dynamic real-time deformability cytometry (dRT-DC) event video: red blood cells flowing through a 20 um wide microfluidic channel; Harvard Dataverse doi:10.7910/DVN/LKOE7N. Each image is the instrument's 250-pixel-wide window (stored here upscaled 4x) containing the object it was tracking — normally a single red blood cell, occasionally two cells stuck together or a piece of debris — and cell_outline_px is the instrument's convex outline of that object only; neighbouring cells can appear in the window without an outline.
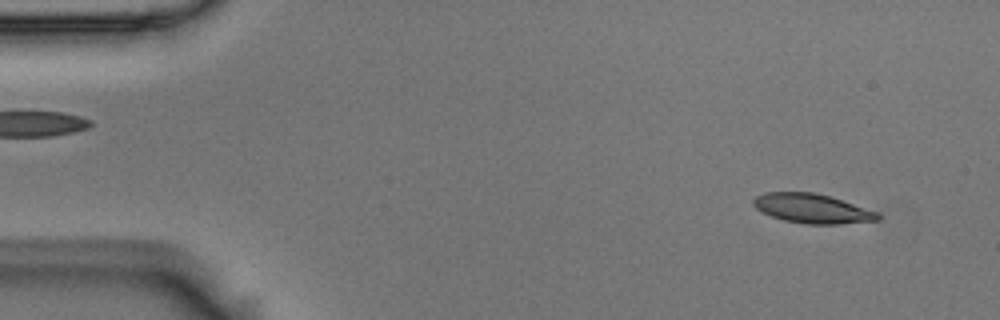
{"species": "Egyptian fruit bat (a non-hibernating species)", "species_latin": "Rousettus aegyptiacus", "temperature_condition": "room temperature", "stored_images_in_passage": 54, "camera_frame_rate_fps": 3000, "um_per_image_px": 0.085, "animal": {"sex": "male"}, "frame": {"image": 1, "passage_image": 4, "time_ms": 1.0, "image_size_px": [1000, 320], "cell_outline_px": [[880, 220], [840, 224], [804, 224], [784, 220], [772, 216], [756, 208], [752, 204], [752, 200], [756, 196], [764, 192], [812, 192], [828, 196], [876, 212], [880, 216]], "centroid_in_image_um": [68.99, 17.73], "position_along_channel_um": 16.0, "area_um2": 20.98}}
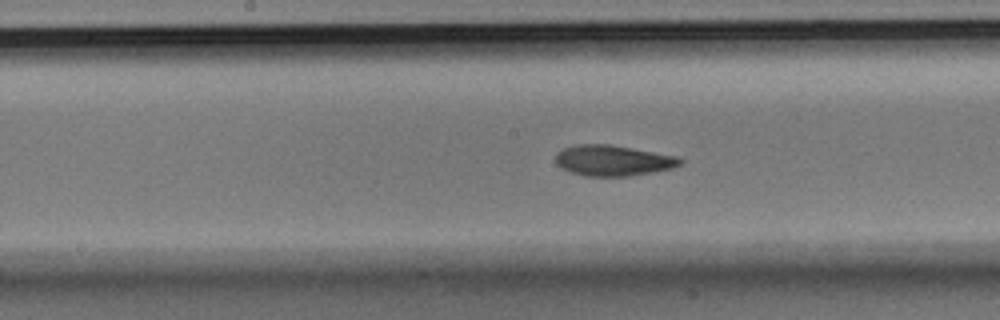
{"frame": {"image": 2, "passage_image": 27, "time_ms": 8.667, "image_size_px": [1000, 320], "cell_outline_px": [[684, 160], [680, 164], [672, 168], [652, 172], [628, 176], [584, 176], [560, 168], [556, 164], [556, 152], [564, 148], [576, 144], [608, 144], [680, 156]], "centroid_in_image_um": [52.1, 13.64], "position_along_channel_um": 196.1, "area_um2": 22.37}}
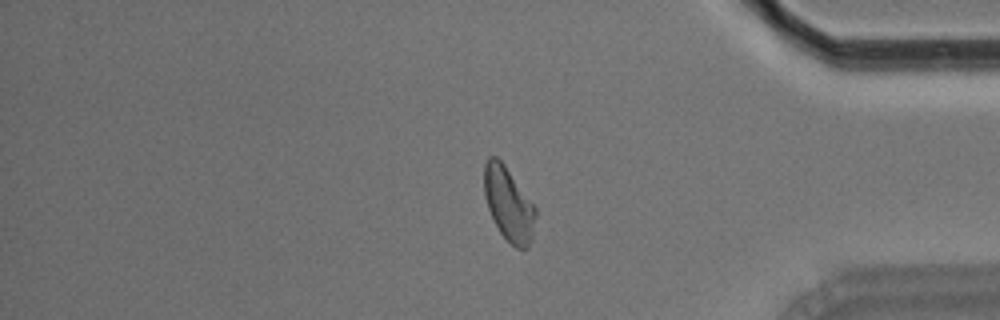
{"frame": {"image": 3, "passage_image": 45, "time_ms": 14.667, "image_size_px": [1000, 320], "cell_outline_px": [[536, 216], [532, 240], [528, 248], [516, 248], [500, 232], [488, 208], [484, 196], [484, 164], [488, 156], [496, 156], [504, 164], [536, 208]], "centroid_in_image_um": [43.23, 17.34], "position_along_channel_um": 392.0, "area_um2": 21.91}, "authors_computed_cell_mechanics": {"area_um2": 21.675, "velocity_mm_per_s": 3.6609, "shape_relaxation_time_tau1_ms": 3.7004, "shape_relaxation_time_tau2_ms": 3.0341, "deformation_change_tau1": 0.16, "deformation_change_tau2": 0.0896}}